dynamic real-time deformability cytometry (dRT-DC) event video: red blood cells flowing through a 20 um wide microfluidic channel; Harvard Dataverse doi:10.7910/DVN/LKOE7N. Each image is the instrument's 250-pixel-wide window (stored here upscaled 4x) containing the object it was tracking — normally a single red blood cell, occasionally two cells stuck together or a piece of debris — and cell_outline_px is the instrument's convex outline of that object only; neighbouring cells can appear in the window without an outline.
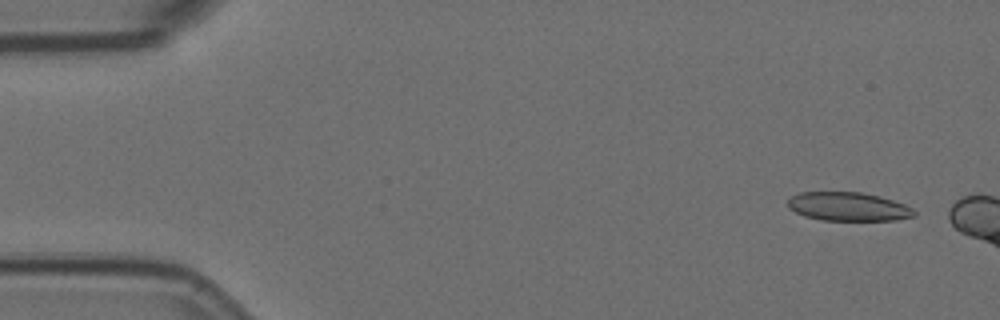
{"species": "Egyptian fruit bat (a non-hibernating species)", "species_latin": "Rousettus aegyptiacus", "temperature_condition": "room temperature", "stored_images_in_passage": 4, "camera_frame_rate_fps": 3000, "um_per_image_px": 0.085, "animal": {"sex": "female"}, "frame": {"image": 1, "passage_image": 1, "time_ms": 0.0, "image_size_px": [1000, 320], "cell_outline_px": [[916, 216], [896, 220], [820, 220], [804, 216], [788, 208], [788, 200], [792, 196], [800, 192], [860, 192], [880, 196], [904, 204], [912, 208], [916, 212]], "centroid_in_image_um": [72.1, 17.56], "position_along_channel_um": 12.9, "area_um2": 21.15}}